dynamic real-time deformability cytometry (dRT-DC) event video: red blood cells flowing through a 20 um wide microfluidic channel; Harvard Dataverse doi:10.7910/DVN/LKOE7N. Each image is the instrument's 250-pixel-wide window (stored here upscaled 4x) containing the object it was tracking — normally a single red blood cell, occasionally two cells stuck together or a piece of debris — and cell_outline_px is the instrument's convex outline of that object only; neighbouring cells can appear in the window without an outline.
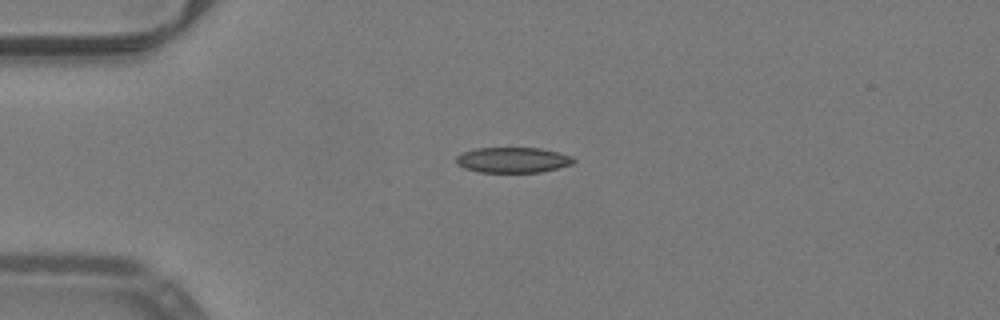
{"species": "common noctule bat (a hibernating species)", "species_latin": "Nyctalus noctula", "temperature_condition": "warm", "stored_images_in_passage": 40, "camera_frame_rate_fps": 3000, "um_per_image_px": 0.085, "animal": {"sex": "male", "body_mass_g": 19.2, "forearm_length_mm": 51.8}, "frame": {"image": 1, "passage_image": 1, "time_ms": 0.0, "image_size_px": [1000, 320], "cell_outline_px": [[576, 160], [572, 164], [540, 172], [480, 172], [464, 168], [456, 164], [456, 156], [464, 152], [476, 148], [540, 148], [572, 156]], "centroid_in_image_um": [43.57, 13.6], "position_along_channel_um": 41.4, "area_um2": 17.28}}
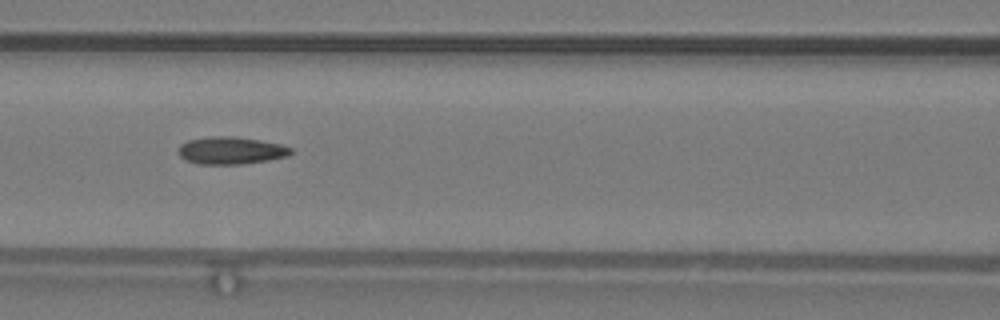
{"frame": {"image": 2, "passage_image": 11, "time_ms": 3.333, "image_size_px": [1000, 320], "cell_outline_px": [[292, 152], [288, 156], [268, 160], [240, 164], [200, 164], [184, 160], [180, 156], [180, 144], [188, 140], [212, 136], [232, 136], [260, 140], [280, 144], [292, 148]], "centroid_in_image_um": [19.63, 12.79], "position_along_channel_um": 147.0, "area_um2": 17.86}}
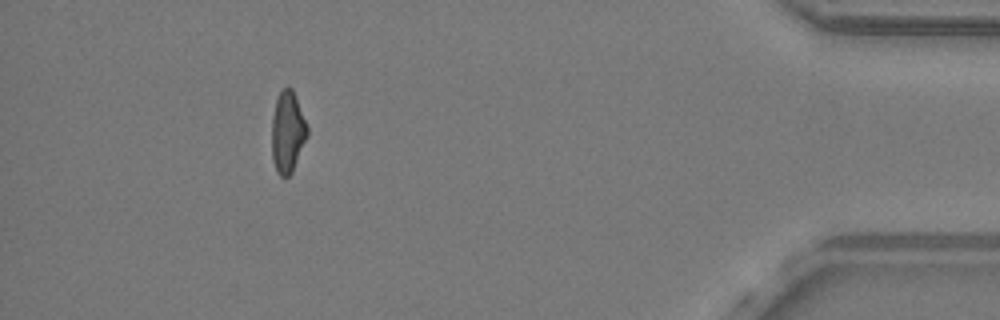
{"frame": {"image": 3, "passage_image": 35, "time_ms": 11.333, "image_size_px": [1000, 320], "cell_outline_px": [[308, 136], [292, 172], [288, 176], [280, 176], [276, 172], [272, 160], [272, 116], [276, 100], [280, 88], [288, 84], [292, 88], [308, 124]], "centroid_in_image_um": [24.45, 11.18], "position_along_channel_um": 410.8, "area_um2": 17.28}, "authors_computed_cell_mechanics": {"area_um2": 17.4556, "velocity_mm_per_s": 4.0282, "shape_relaxation_time_tau1_ms": null, "shape_relaxation_time_tau2_ms": 3.9913, "deformation_change_tau1": null, "deformation_change_tau2": 0.1292}}